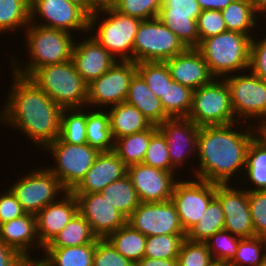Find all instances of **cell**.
Here are the masks:
<instances>
[{
	"label": "cell",
	"mask_w": 266,
	"mask_h": 266,
	"mask_svg": "<svg viewBox=\"0 0 266 266\" xmlns=\"http://www.w3.org/2000/svg\"><path fill=\"white\" fill-rule=\"evenodd\" d=\"M13 78L0 122L16 128L42 150L60 136L61 112L58 106L29 77L12 72Z\"/></svg>",
	"instance_id": "obj_1"
},
{
	"label": "cell",
	"mask_w": 266,
	"mask_h": 266,
	"mask_svg": "<svg viewBox=\"0 0 266 266\" xmlns=\"http://www.w3.org/2000/svg\"><path fill=\"white\" fill-rule=\"evenodd\" d=\"M240 123L199 127V165L193 168L196 179L216 184H232L230 181L235 174H244L241 170H245L249 144L261 129L254 127V124H244L241 128L246 126L245 130H239L236 126Z\"/></svg>",
	"instance_id": "obj_2"
},
{
	"label": "cell",
	"mask_w": 266,
	"mask_h": 266,
	"mask_svg": "<svg viewBox=\"0 0 266 266\" xmlns=\"http://www.w3.org/2000/svg\"><path fill=\"white\" fill-rule=\"evenodd\" d=\"M24 33L27 54L30 56L25 65L11 59L12 72L18 75L30 77L38 68L67 62L72 59V51L75 44V36L69 32L53 28L43 27L29 23ZM19 64H21L19 66ZM23 65V66H22ZM17 66V67H16ZM13 67V68H12ZM22 67V68H21Z\"/></svg>",
	"instance_id": "obj_3"
},
{
	"label": "cell",
	"mask_w": 266,
	"mask_h": 266,
	"mask_svg": "<svg viewBox=\"0 0 266 266\" xmlns=\"http://www.w3.org/2000/svg\"><path fill=\"white\" fill-rule=\"evenodd\" d=\"M141 21L118 12L111 5H104L89 16L88 31L92 38L119 61H133V45ZM95 27L98 28L96 32Z\"/></svg>",
	"instance_id": "obj_4"
},
{
	"label": "cell",
	"mask_w": 266,
	"mask_h": 266,
	"mask_svg": "<svg viewBox=\"0 0 266 266\" xmlns=\"http://www.w3.org/2000/svg\"><path fill=\"white\" fill-rule=\"evenodd\" d=\"M251 39L240 32L226 31L203 39L197 49L211 74L215 78H225L231 73L248 71Z\"/></svg>",
	"instance_id": "obj_5"
},
{
	"label": "cell",
	"mask_w": 266,
	"mask_h": 266,
	"mask_svg": "<svg viewBox=\"0 0 266 266\" xmlns=\"http://www.w3.org/2000/svg\"><path fill=\"white\" fill-rule=\"evenodd\" d=\"M62 109L86 108L88 84L73 60L38 68L30 77Z\"/></svg>",
	"instance_id": "obj_6"
},
{
	"label": "cell",
	"mask_w": 266,
	"mask_h": 266,
	"mask_svg": "<svg viewBox=\"0 0 266 266\" xmlns=\"http://www.w3.org/2000/svg\"><path fill=\"white\" fill-rule=\"evenodd\" d=\"M187 118L199 127L238 122L224 78H214L210 83L193 91L192 105Z\"/></svg>",
	"instance_id": "obj_7"
},
{
	"label": "cell",
	"mask_w": 266,
	"mask_h": 266,
	"mask_svg": "<svg viewBox=\"0 0 266 266\" xmlns=\"http://www.w3.org/2000/svg\"><path fill=\"white\" fill-rule=\"evenodd\" d=\"M224 79L230 91L231 105L237 121L252 125L251 119L256 118L255 121H260L255 126L262 129L266 125V80L251 72L231 74Z\"/></svg>",
	"instance_id": "obj_8"
},
{
	"label": "cell",
	"mask_w": 266,
	"mask_h": 266,
	"mask_svg": "<svg viewBox=\"0 0 266 266\" xmlns=\"http://www.w3.org/2000/svg\"><path fill=\"white\" fill-rule=\"evenodd\" d=\"M43 150L54 157L55 165L47 168L60 180L67 191H72L90 170L100 153L87 143L78 145L64 142L58 137Z\"/></svg>",
	"instance_id": "obj_9"
},
{
	"label": "cell",
	"mask_w": 266,
	"mask_h": 266,
	"mask_svg": "<svg viewBox=\"0 0 266 266\" xmlns=\"http://www.w3.org/2000/svg\"><path fill=\"white\" fill-rule=\"evenodd\" d=\"M186 47L157 17L142 20L133 45V62H165Z\"/></svg>",
	"instance_id": "obj_10"
},
{
	"label": "cell",
	"mask_w": 266,
	"mask_h": 266,
	"mask_svg": "<svg viewBox=\"0 0 266 266\" xmlns=\"http://www.w3.org/2000/svg\"><path fill=\"white\" fill-rule=\"evenodd\" d=\"M9 189L22 205L23 210L33 215L58 200L60 198L58 195L62 196V193L67 192L60 180L47 167L24 173L21 178H17L12 183Z\"/></svg>",
	"instance_id": "obj_11"
},
{
	"label": "cell",
	"mask_w": 266,
	"mask_h": 266,
	"mask_svg": "<svg viewBox=\"0 0 266 266\" xmlns=\"http://www.w3.org/2000/svg\"><path fill=\"white\" fill-rule=\"evenodd\" d=\"M136 72L135 62L117 60L104 74L88 84L86 108L98 106L97 109H102L104 106L107 110L108 106L125 102L130 81Z\"/></svg>",
	"instance_id": "obj_12"
},
{
	"label": "cell",
	"mask_w": 266,
	"mask_h": 266,
	"mask_svg": "<svg viewBox=\"0 0 266 266\" xmlns=\"http://www.w3.org/2000/svg\"><path fill=\"white\" fill-rule=\"evenodd\" d=\"M30 23L71 34L73 31L89 34V15L67 0H30Z\"/></svg>",
	"instance_id": "obj_13"
},
{
	"label": "cell",
	"mask_w": 266,
	"mask_h": 266,
	"mask_svg": "<svg viewBox=\"0 0 266 266\" xmlns=\"http://www.w3.org/2000/svg\"><path fill=\"white\" fill-rule=\"evenodd\" d=\"M194 179L177 181L171 197L185 233L196 225L216 195V183Z\"/></svg>",
	"instance_id": "obj_14"
},
{
	"label": "cell",
	"mask_w": 266,
	"mask_h": 266,
	"mask_svg": "<svg viewBox=\"0 0 266 266\" xmlns=\"http://www.w3.org/2000/svg\"><path fill=\"white\" fill-rule=\"evenodd\" d=\"M127 224L146 237L166 234H186L174 203L141 202L127 218Z\"/></svg>",
	"instance_id": "obj_15"
},
{
	"label": "cell",
	"mask_w": 266,
	"mask_h": 266,
	"mask_svg": "<svg viewBox=\"0 0 266 266\" xmlns=\"http://www.w3.org/2000/svg\"><path fill=\"white\" fill-rule=\"evenodd\" d=\"M202 9L197 0H162L157 18L186 48L199 46L197 20Z\"/></svg>",
	"instance_id": "obj_16"
},
{
	"label": "cell",
	"mask_w": 266,
	"mask_h": 266,
	"mask_svg": "<svg viewBox=\"0 0 266 266\" xmlns=\"http://www.w3.org/2000/svg\"><path fill=\"white\" fill-rule=\"evenodd\" d=\"M231 184H216L215 197L224 212V230L240 238L255 236L248 204V191Z\"/></svg>",
	"instance_id": "obj_17"
},
{
	"label": "cell",
	"mask_w": 266,
	"mask_h": 266,
	"mask_svg": "<svg viewBox=\"0 0 266 266\" xmlns=\"http://www.w3.org/2000/svg\"><path fill=\"white\" fill-rule=\"evenodd\" d=\"M177 174L143 163L127 167V176L135 188L140 202H165L171 200L178 179Z\"/></svg>",
	"instance_id": "obj_18"
},
{
	"label": "cell",
	"mask_w": 266,
	"mask_h": 266,
	"mask_svg": "<svg viewBox=\"0 0 266 266\" xmlns=\"http://www.w3.org/2000/svg\"><path fill=\"white\" fill-rule=\"evenodd\" d=\"M157 127L166 138L171 165L174 169L182 168L192 155L197 156L199 126L195 122L187 117L169 118Z\"/></svg>",
	"instance_id": "obj_19"
},
{
	"label": "cell",
	"mask_w": 266,
	"mask_h": 266,
	"mask_svg": "<svg viewBox=\"0 0 266 266\" xmlns=\"http://www.w3.org/2000/svg\"><path fill=\"white\" fill-rule=\"evenodd\" d=\"M74 195L78 201V212L89 222L92 233L98 239H106L127 223V218L110 205L101 193Z\"/></svg>",
	"instance_id": "obj_20"
},
{
	"label": "cell",
	"mask_w": 266,
	"mask_h": 266,
	"mask_svg": "<svg viewBox=\"0 0 266 266\" xmlns=\"http://www.w3.org/2000/svg\"><path fill=\"white\" fill-rule=\"evenodd\" d=\"M58 200L48 204L36 214L37 235L45 247L78 213L76 196L67 191Z\"/></svg>",
	"instance_id": "obj_21"
},
{
	"label": "cell",
	"mask_w": 266,
	"mask_h": 266,
	"mask_svg": "<svg viewBox=\"0 0 266 266\" xmlns=\"http://www.w3.org/2000/svg\"><path fill=\"white\" fill-rule=\"evenodd\" d=\"M165 63L172 80L193 91L210 83L215 78L197 48H186Z\"/></svg>",
	"instance_id": "obj_22"
},
{
	"label": "cell",
	"mask_w": 266,
	"mask_h": 266,
	"mask_svg": "<svg viewBox=\"0 0 266 266\" xmlns=\"http://www.w3.org/2000/svg\"><path fill=\"white\" fill-rule=\"evenodd\" d=\"M125 175H127V166L113 150L100 152L85 177L71 192L100 193L109 184Z\"/></svg>",
	"instance_id": "obj_23"
},
{
	"label": "cell",
	"mask_w": 266,
	"mask_h": 266,
	"mask_svg": "<svg viewBox=\"0 0 266 266\" xmlns=\"http://www.w3.org/2000/svg\"><path fill=\"white\" fill-rule=\"evenodd\" d=\"M88 37L75 43L72 51L76 70L87 84L99 78L118 60L94 38Z\"/></svg>",
	"instance_id": "obj_24"
},
{
	"label": "cell",
	"mask_w": 266,
	"mask_h": 266,
	"mask_svg": "<svg viewBox=\"0 0 266 266\" xmlns=\"http://www.w3.org/2000/svg\"><path fill=\"white\" fill-rule=\"evenodd\" d=\"M0 239L24 258H31L32 249L44 247L37 235L36 215H25L0 224Z\"/></svg>",
	"instance_id": "obj_25"
},
{
	"label": "cell",
	"mask_w": 266,
	"mask_h": 266,
	"mask_svg": "<svg viewBox=\"0 0 266 266\" xmlns=\"http://www.w3.org/2000/svg\"><path fill=\"white\" fill-rule=\"evenodd\" d=\"M125 102L138 108L153 125L158 126L170 118L165 113L161 100L155 96L138 72L130 81Z\"/></svg>",
	"instance_id": "obj_26"
},
{
	"label": "cell",
	"mask_w": 266,
	"mask_h": 266,
	"mask_svg": "<svg viewBox=\"0 0 266 266\" xmlns=\"http://www.w3.org/2000/svg\"><path fill=\"white\" fill-rule=\"evenodd\" d=\"M110 129L113 140L149 129L153 124L140 110L126 102L109 107Z\"/></svg>",
	"instance_id": "obj_27"
},
{
	"label": "cell",
	"mask_w": 266,
	"mask_h": 266,
	"mask_svg": "<svg viewBox=\"0 0 266 266\" xmlns=\"http://www.w3.org/2000/svg\"><path fill=\"white\" fill-rule=\"evenodd\" d=\"M244 175V182L254 185L252 189L245 186L247 191H266V135L262 131L249 144Z\"/></svg>",
	"instance_id": "obj_28"
},
{
	"label": "cell",
	"mask_w": 266,
	"mask_h": 266,
	"mask_svg": "<svg viewBox=\"0 0 266 266\" xmlns=\"http://www.w3.org/2000/svg\"><path fill=\"white\" fill-rule=\"evenodd\" d=\"M158 131L156 125L139 133L123 136L114 140L113 151L128 167L143 162L150 138Z\"/></svg>",
	"instance_id": "obj_29"
},
{
	"label": "cell",
	"mask_w": 266,
	"mask_h": 266,
	"mask_svg": "<svg viewBox=\"0 0 266 266\" xmlns=\"http://www.w3.org/2000/svg\"><path fill=\"white\" fill-rule=\"evenodd\" d=\"M43 261L48 266H93L95 244L72 247H44Z\"/></svg>",
	"instance_id": "obj_30"
},
{
	"label": "cell",
	"mask_w": 266,
	"mask_h": 266,
	"mask_svg": "<svg viewBox=\"0 0 266 266\" xmlns=\"http://www.w3.org/2000/svg\"><path fill=\"white\" fill-rule=\"evenodd\" d=\"M86 113V141L87 144L99 152L114 149V140L110 129V116L106 109L93 110ZM93 110V111H92ZM104 111V112H103Z\"/></svg>",
	"instance_id": "obj_31"
},
{
	"label": "cell",
	"mask_w": 266,
	"mask_h": 266,
	"mask_svg": "<svg viewBox=\"0 0 266 266\" xmlns=\"http://www.w3.org/2000/svg\"><path fill=\"white\" fill-rule=\"evenodd\" d=\"M227 31H236L253 37L258 18L251 0H234L221 10ZM256 26V27H255ZM255 27V28H254ZM252 29V30H251ZM251 31H253L251 33Z\"/></svg>",
	"instance_id": "obj_32"
},
{
	"label": "cell",
	"mask_w": 266,
	"mask_h": 266,
	"mask_svg": "<svg viewBox=\"0 0 266 266\" xmlns=\"http://www.w3.org/2000/svg\"><path fill=\"white\" fill-rule=\"evenodd\" d=\"M146 238L144 234L126 223L106 239L119 253L135 264L144 258Z\"/></svg>",
	"instance_id": "obj_33"
},
{
	"label": "cell",
	"mask_w": 266,
	"mask_h": 266,
	"mask_svg": "<svg viewBox=\"0 0 266 266\" xmlns=\"http://www.w3.org/2000/svg\"><path fill=\"white\" fill-rule=\"evenodd\" d=\"M100 193L110 205L115 207V209L126 218H128L141 203L138 194L127 175L112 182Z\"/></svg>",
	"instance_id": "obj_34"
},
{
	"label": "cell",
	"mask_w": 266,
	"mask_h": 266,
	"mask_svg": "<svg viewBox=\"0 0 266 266\" xmlns=\"http://www.w3.org/2000/svg\"><path fill=\"white\" fill-rule=\"evenodd\" d=\"M97 239L92 233L89 222L78 212L45 247H72L95 244Z\"/></svg>",
	"instance_id": "obj_35"
},
{
	"label": "cell",
	"mask_w": 266,
	"mask_h": 266,
	"mask_svg": "<svg viewBox=\"0 0 266 266\" xmlns=\"http://www.w3.org/2000/svg\"><path fill=\"white\" fill-rule=\"evenodd\" d=\"M222 230H224V212L219 200L214 197L200 220L186 233V238L191 241L205 242Z\"/></svg>",
	"instance_id": "obj_36"
},
{
	"label": "cell",
	"mask_w": 266,
	"mask_h": 266,
	"mask_svg": "<svg viewBox=\"0 0 266 266\" xmlns=\"http://www.w3.org/2000/svg\"><path fill=\"white\" fill-rule=\"evenodd\" d=\"M193 90L171 80L161 95V103L170 118L188 117L192 105Z\"/></svg>",
	"instance_id": "obj_37"
},
{
	"label": "cell",
	"mask_w": 266,
	"mask_h": 266,
	"mask_svg": "<svg viewBox=\"0 0 266 266\" xmlns=\"http://www.w3.org/2000/svg\"><path fill=\"white\" fill-rule=\"evenodd\" d=\"M30 23V0H0V33L26 28Z\"/></svg>",
	"instance_id": "obj_38"
},
{
	"label": "cell",
	"mask_w": 266,
	"mask_h": 266,
	"mask_svg": "<svg viewBox=\"0 0 266 266\" xmlns=\"http://www.w3.org/2000/svg\"><path fill=\"white\" fill-rule=\"evenodd\" d=\"M84 108L63 109L60 138L70 144H86V113Z\"/></svg>",
	"instance_id": "obj_39"
},
{
	"label": "cell",
	"mask_w": 266,
	"mask_h": 266,
	"mask_svg": "<svg viewBox=\"0 0 266 266\" xmlns=\"http://www.w3.org/2000/svg\"><path fill=\"white\" fill-rule=\"evenodd\" d=\"M186 234L155 235L146 238L145 255L152 259H177Z\"/></svg>",
	"instance_id": "obj_40"
},
{
	"label": "cell",
	"mask_w": 266,
	"mask_h": 266,
	"mask_svg": "<svg viewBox=\"0 0 266 266\" xmlns=\"http://www.w3.org/2000/svg\"><path fill=\"white\" fill-rule=\"evenodd\" d=\"M265 250V251H264ZM266 258V237L241 238L229 266H258Z\"/></svg>",
	"instance_id": "obj_41"
},
{
	"label": "cell",
	"mask_w": 266,
	"mask_h": 266,
	"mask_svg": "<svg viewBox=\"0 0 266 266\" xmlns=\"http://www.w3.org/2000/svg\"><path fill=\"white\" fill-rule=\"evenodd\" d=\"M240 240V237L222 230L207 239L205 244L215 263L228 265L236 256Z\"/></svg>",
	"instance_id": "obj_42"
},
{
	"label": "cell",
	"mask_w": 266,
	"mask_h": 266,
	"mask_svg": "<svg viewBox=\"0 0 266 266\" xmlns=\"http://www.w3.org/2000/svg\"><path fill=\"white\" fill-rule=\"evenodd\" d=\"M137 72L159 99L164 95L167 84L172 80L165 62H138Z\"/></svg>",
	"instance_id": "obj_43"
},
{
	"label": "cell",
	"mask_w": 266,
	"mask_h": 266,
	"mask_svg": "<svg viewBox=\"0 0 266 266\" xmlns=\"http://www.w3.org/2000/svg\"><path fill=\"white\" fill-rule=\"evenodd\" d=\"M142 163L167 172H177L171 165L166 138L159 130L150 138Z\"/></svg>",
	"instance_id": "obj_44"
},
{
	"label": "cell",
	"mask_w": 266,
	"mask_h": 266,
	"mask_svg": "<svg viewBox=\"0 0 266 266\" xmlns=\"http://www.w3.org/2000/svg\"><path fill=\"white\" fill-rule=\"evenodd\" d=\"M178 266H213V261L205 242L184 239L178 254Z\"/></svg>",
	"instance_id": "obj_45"
},
{
	"label": "cell",
	"mask_w": 266,
	"mask_h": 266,
	"mask_svg": "<svg viewBox=\"0 0 266 266\" xmlns=\"http://www.w3.org/2000/svg\"><path fill=\"white\" fill-rule=\"evenodd\" d=\"M110 5L124 15L147 20L158 16L162 0H114Z\"/></svg>",
	"instance_id": "obj_46"
},
{
	"label": "cell",
	"mask_w": 266,
	"mask_h": 266,
	"mask_svg": "<svg viewBox=\"0 0 266 266\" xmlns=\"http://www.w3.org/2000/svg\"><path fill=\"white\" fill-rule=\"evenodd\" d=\"M134 264L119 253L107 239H97L93 266H133Z\"/></svg>",
	"instance_id": "obj_47"
},
{
	"label": "cell",
	"mask_w": 266,
	"mask_h": 266,
	"mask_svg": "<svg viewBox=\"0 0 266 266\" xmlns=\"http://www.w3.org/2000/svg\"><path fill=\"white\" fill-rule=\"evenodd\" d=\"M227 27L221 10H202L197 20L199 43L208 37L226 32Z\"/></svg>",
	"instance_id": "obj_48"
},
{
	"label": "cell",
	"mask_w": 266,
	"mask_h": 266,
	"mask_svg": "<svg viewBox=\"0 0 266 266\" xmlns=\"http://www.w3.org/2000/svg\"><path fill=\"white\" fill-rule=\"evenodd\" d=\"M255 236L266 237V191H248Z\"/></svg>",
	"instance_id": "obj_49"
},
{
	"label": "cell",
	"mask_w": 266,
	"mask_h": 266,
	"mask_svg": "<svg viewBox=\"0 0 266 266\" xmlns=\"http://www.w3.org/2000/svg\"><path fill=\"white\" fill-rule=\"evenodd\" d=\"M248 71L266 80V36L261 40L252 37Z\"/></svg>",
	"instance_id": "obj_50"
},
{
	"label": "cell",
	"mask_w": 266,
	"mask_h": 266,
	"mask_svg": "<svg viewBox=\"0 0 266 266\" xmlns=\"http://www.w3.org/2000/svg\"><path fill=\"white\" fill-rule=\"evenodd\" d=\"M4 192L0 195V224L26 214L11 190L8 189Z\"/></svg>",
	"instance_id": "obj_51"
},
{
	"label": "cell",
	"mask_w": 266,
	"mask_h": 266,
	"mask_svg": "<svg viewBox=\"0 0 266 266\" xmlns=\"http://www.w3.org/2000/svg\"><path fill=\"white\" fill-rule=\"evenodd\" d=\"M24 259L15 249L7 246L0 239V266H18Z\"/></svg>",
	"instance_id": "obj_52"
},
{
	"label": "cell",
	"mask_w": 266,
	"mask_h": 266,
	"mask_svg": "<svg viewBox=\"0 0 266 266\" xmlns=\"http://www.w3.org/2000/svg\"><path fill=\"white\" fill-rule=\"evenodd\" d=\"M135 266H178L177 259H152L144 257L139 262L134 264Z\"/></svg>",
	"instance_id": "obj_53"
},
{
	"label": "cell",
	"mask_w": 266,
	"mask_h": 266,
	"mask_svg": "<svg viewBox=\"0 0 266 266\" xmlns=\"http://www.w3.org/2000/svg\"><path fill=\"white\" fill-rule=\"evenodd\" d=\"M234 0H197L202 10H223Z\"/></svg>",
	"instance_id": "obj_54"
},
{
	"label": "cell",
	"mask_w": 266,
	"mask_h": 266,
	"mask_svg": "<svg viewBox=\"0 0 266 266\" xmlns=\"http://www.w3.org/2000/svg\"><path fill=\"white\" fill-rule=\"evenodd\" d=\"M80 6L89 16H91L100 6L95 0H67Z\"/></svg>",
	"instance_id": "obj_55"
},
{
	"label": "cell",
	"mask_w": 266,
	"mask_h": 266,
	"mask_svg": "<svg viewBox=\"0 0 266 266\" xmlns=\"http://www.w3.org/2000/svg\"><path fill=\"white\" fill-rule=\"evenodd\" d=\"M24 258L18 266H48L42 259Z\"/></svg>",
	"instance_id": "obj_56"
},
{
	"label": "cell",
	"mask_w": 266,
	"mask_h": 266,
	"mask_svg": "<svg viewBox=\"0 0 266 266\" xmlns=\"http://www.w3.org/2000/svg\"><path fill=\"white\" fill-rule=\"evenodd\" d=\"M251 2L258 16H260L261 13L266 15V0H251Z\"/></svg>",
	"instance_id": "obj_57"
},
{
	"label": "cell",
	"mask_w": 266,
	"mask_h": 266,
	"mask_svg": "<svg viewBox=\"0 0 266 266\" xmlns=\"http://www.w3.org/2000/svg\"><path fill=\"white\" fill-rule=\"evenodd\" d=\"M114 0H95L99 6L110 5Z\"/></svg>",
	"instance_id": "obj_58"
},
{
	"label": "cell",
	"mask_w": 266,
	"mask_h": 266,
	"mask_svg": "<svg viewBox=\"0 0 266 266\" xmlns=\"http://www.w3.org/2000/svg\"><path fill=\"white\" fill-rule=\"evenodd\" d=\"M258 266H266V258Z\"/></svg>",
	"instance_id": "obj_59"
},
{
	"label": "cell",
	"mask_w": 266,
	"mask_h": 266,
	"mask_svg": "<svg viewBox=\"0 0 266 266\" xmlns=\"http://www.w3.org/2000/svg\"><path fill=\"white\" fill-rule=\"evenodd\" d=\"M261 131L266 135V125L261 129Z\"/></svg>",
	"instance_id": "obj_60"
},
{
	"label": "cell",
	"mask_w": 266,
	"mask_h": 266,
	"mask_svg": "<svg viewBox=\"0 0 266 266\" xmlns=\"http://www.w3.org/2000/svg\"><path fill=\"white\" fill-rule=\"evenodd\" d=\"M213 266H229V265H226V264H218V263H216V264H214Z\"/></svg>",
	"instance_id": "obj_61"
}]
</instances>
